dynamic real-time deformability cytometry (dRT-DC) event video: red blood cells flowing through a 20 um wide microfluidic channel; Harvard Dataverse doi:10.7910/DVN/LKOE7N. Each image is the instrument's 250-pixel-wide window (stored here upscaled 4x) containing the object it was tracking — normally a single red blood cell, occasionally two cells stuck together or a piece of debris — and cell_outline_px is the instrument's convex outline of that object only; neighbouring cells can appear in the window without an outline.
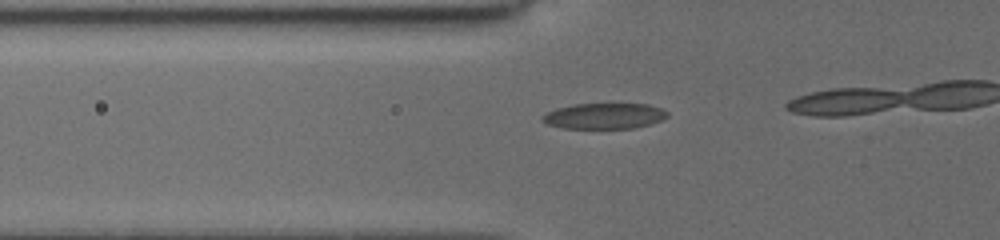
{"species": "common noctule bat (a hibernating species)", "species_latin": "Nyctalus noctula", "temperature_condition": "cold", "stored_images_in_passage": 6, "camera_frame_rate_fps": 3000, "um_per_image_px": 0.085, "animal": {"sex": "female", "body_mass_g": 19.5, "forearm_length_mm": 54.1}, "frame": {"image": 1, "passage_image": 2, "time_ms": 0.667, "image_size_px": [1000, 240], "cell_outline_px": [[668, 116], [660, 120], [648, 124], [632, 128], [564, 128], [548, 124], [540, 120], [540, 116], [556, 108], [572, 104], [648, 104], [660, 108], [668, 112]], "centroid_in_image_um": [51.32, 9.85], "position_along_channel_um": 74.5, "area_um2": 18.61}}